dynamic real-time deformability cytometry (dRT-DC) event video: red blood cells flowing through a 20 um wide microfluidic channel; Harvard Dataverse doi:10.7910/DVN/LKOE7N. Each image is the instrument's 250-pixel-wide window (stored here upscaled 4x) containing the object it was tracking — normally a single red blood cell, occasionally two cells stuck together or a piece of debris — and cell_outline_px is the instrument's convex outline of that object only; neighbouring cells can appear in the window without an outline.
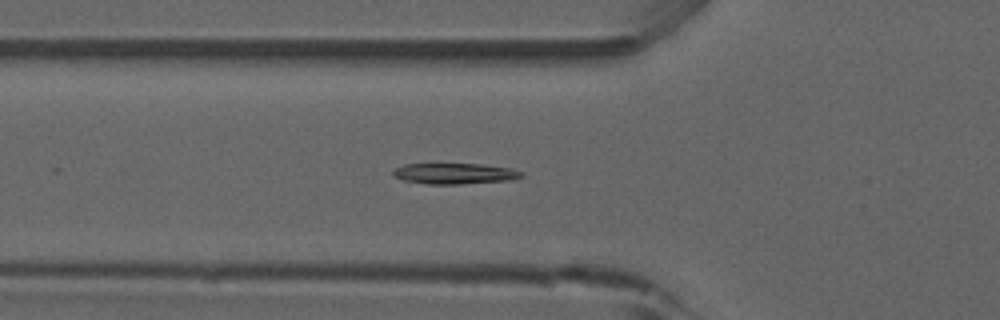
{"species": "common noctule bat (a hibernating species)", "species_latin": "Nyctalus noctula", "temperature_condition": "room temperature", "stored_images_in_passage": 43, "camera_frame_rate_fps": 3000, "um_per_image_px": 0.085, "animal": {"sex": "male", "forearm_length_mm": 52.5}, "frame": {"image": 1, "passage_image": 19, "time_ms": 6.0, "image_size_px": [1000, 320], "cell_outline_px": [[524, 176], [508, 180], [460, 184], [424, 184], [404, 180], [392, 176], [392, 172], [396, 168], [404, 164], [480, 164], [512, 168], [524, 172]], "centroid_in_image_um": [38.64, 14.75], "position_along_channel_um": 87.2, "area_um2": 15.61}}
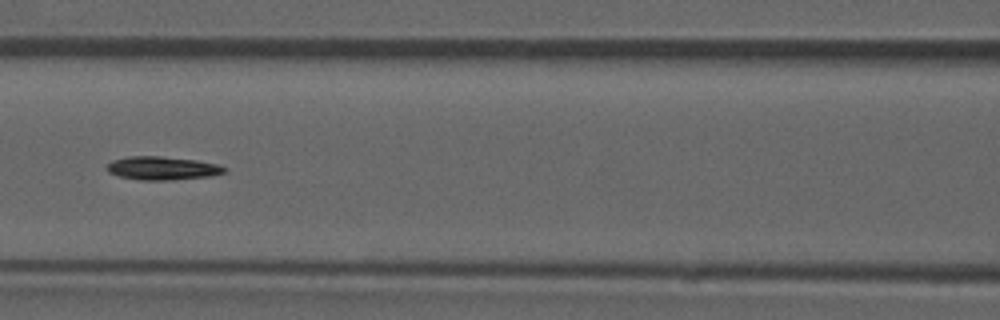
{"frame": {"image": 2, "passage_image": 24, "time_ms": 7.667, "image_size_px": [1000, 320], "cell_outline_px": [[228, 172], [212, 176], [172, 180], [140, 180], [120, 176], [108, 172], [104, 168], [112, 160], [128, 156], [160, 156], [196, 160], [220, 164], [228, 168]], "centroid_in_image_um": [13.85, 14.29], "position_along_channel_um": 152.8, "area_um2": 16.3}, "authors_computed_cell_mechanics": {"area_um2": 16.0106, "velocity_mm_per_s": 3.9117, "shape_relaxation_time_tau1_ms": 5.8925, "shape_relaxation_time_tau2_ms": null, "deformation_change_tau1": 0.1496, "deformation_change_tau2": null}}